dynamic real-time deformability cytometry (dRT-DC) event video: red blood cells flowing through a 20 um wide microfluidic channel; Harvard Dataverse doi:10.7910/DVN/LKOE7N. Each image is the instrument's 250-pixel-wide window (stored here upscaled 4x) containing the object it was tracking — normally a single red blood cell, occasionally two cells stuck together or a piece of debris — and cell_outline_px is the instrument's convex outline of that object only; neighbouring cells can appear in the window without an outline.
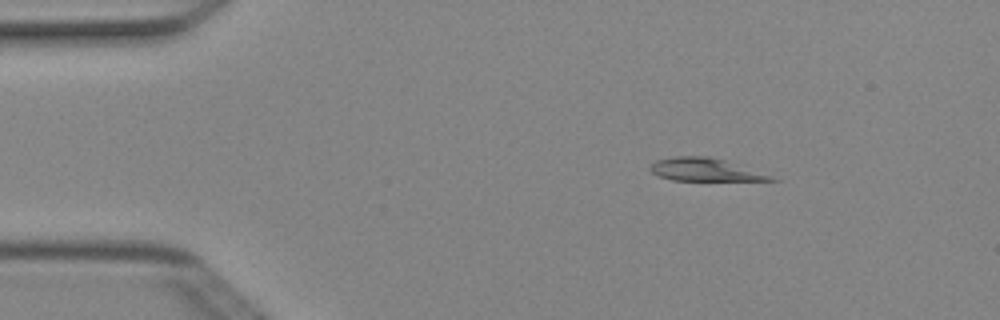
{"species": "Egyptian fruit bat (a non-hibernating species)", "species_latin": "Rousettus aegyptiacus", "temperature_condition": "cold", "stored_images_in_passage": 4, "camera_frame_rate_fps": 3000, "um_per_image_px": 0.085, "animal": {"sex": "female"}, "frame": {"image": 1, "passage_image": 2, "time_ms": 0.333, "image_size_px": [1000, 320], "cell_outline_px": [[780, 180], [672, 180], [660, 176], [652, 172], [648, 168], [656, 160], [676, 156], [708, 156], [724, 160]], "centroid_in_image_um": [59.79, 14.41], "position_along_channel_um": 25.2, "area_um2": 15.43}}